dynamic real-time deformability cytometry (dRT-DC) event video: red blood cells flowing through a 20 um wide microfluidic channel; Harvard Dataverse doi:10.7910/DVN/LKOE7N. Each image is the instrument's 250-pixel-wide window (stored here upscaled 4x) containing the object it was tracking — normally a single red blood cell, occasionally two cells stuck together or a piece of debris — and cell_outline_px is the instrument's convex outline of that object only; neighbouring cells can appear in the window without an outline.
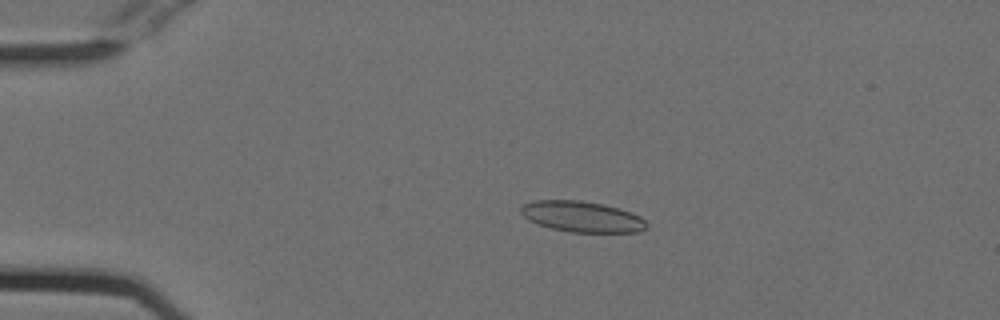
{"species": "Egyptian fruit bat (a non-hibernating species)", "species_latin": "Rousettus aegyptiacus", "temperature_condition": "cold", "stored_images_in_passage": 54, "camera_frame_rate_fps": 3000, "um_per_image_px": 0.085, "animal": {"sex": "female"}, "frame": {"image": 1, "passage_image": 12, "time_ms": 3.667, "image_size_px": [1000, 320], "cell_outline_px": [[648, 228], [640, 232], [568, 232], [552, 228], [528, 220], [520, 212], [520, 208], [524, 204], [532, 200], [580, 200], [604, 204], [632, 212], [640, 216], [648, 224]], "centroid_in_image_um": [49.49, 18.41], "position_along_channel_um": 35.5, "area_um2": 22.72}}
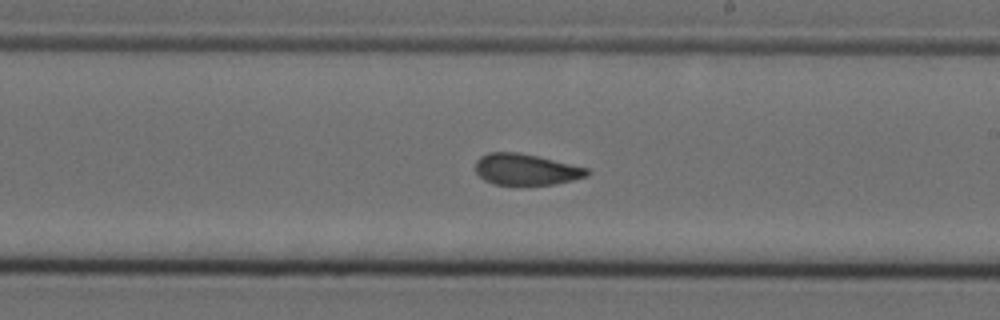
{"frame": {"image": 2, "passage_image": 32, "time_ms": 10.333, "image_size_px": [1000, 320], "cell_outline_px": [[592, 172], [588, 176], [556, 184], [492, 184], [484, 180], [476, 172], [476, 160], [480, 156], [488, 152], [520, 152], [588, 168]], "centroid_in_image_um": [44.71, 14.39], "position_along_channel_um": 244.3, "area_um2": 20.29}}
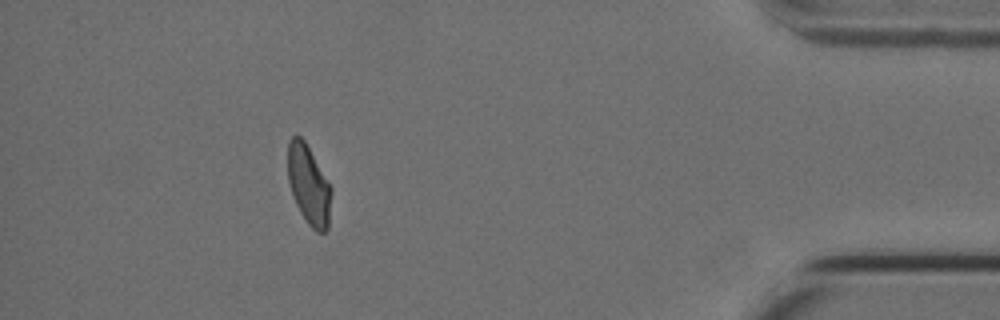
{"frame": {"image": 3, "passage_image": 49, "time_ms": 16.0, "image_size_px": [1000, 320], "cell_outline_px": [[332, 188], [328, 228], [324, 232], [316, 232], [308, 224], [300, 212], [292, 196], [288, 180], [288, 140], [296, 132], [304, 140]], "centroid_in_image_um": [26.23, 15.71], "position_along_channel_um": 409.0, "area_um2": 20.17}, "authors_computed_cell_mechanics": {"area_um2": 21.2993, "velocity_mm_per_s": 3.7824, "shape_relaxation_time_tau1_ms": null, "shape_relaxation_time_tau2_ms": 2.3793, "deformation_change_tau1": null, "deformation_change_tau2": 0.0799}}